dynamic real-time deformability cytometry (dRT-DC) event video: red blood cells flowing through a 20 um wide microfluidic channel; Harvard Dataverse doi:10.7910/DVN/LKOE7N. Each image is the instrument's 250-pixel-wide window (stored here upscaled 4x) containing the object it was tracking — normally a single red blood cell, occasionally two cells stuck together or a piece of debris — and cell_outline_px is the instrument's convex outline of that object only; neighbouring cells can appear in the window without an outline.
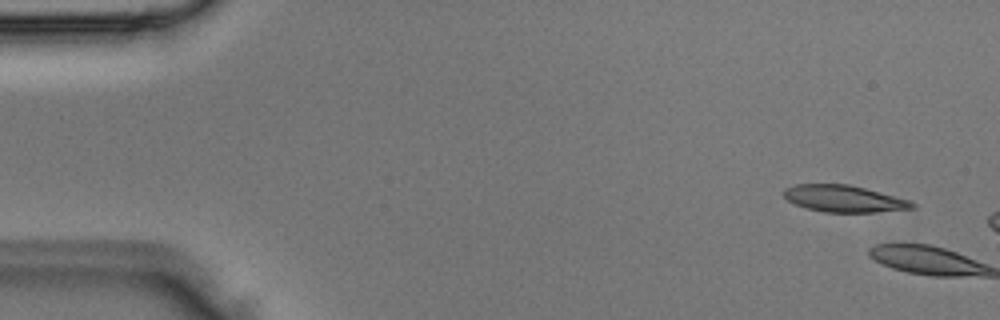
{"species": "Egyptian fruit bat (a non-hibernating species)", "species_latin": "Rousettus aegyptiacus", "temperature_condition": "room temperature", "stored_images_in_passage": 4, "camera_frame_rate_fps": 3000, "um_per_image_px": 0.085, "animal": {"sex": "male"}, "frame": {"image": 1, "passage_image": 1, "time_ms": 0.0, "image_size_px": [1000, 320], "cell_outline_px": [[916, 208], [876, 212], [824, 212], [808, 208], [796, 204], [788, 200], [784, 196], [784, 188], [796, 184], [848, 184], [864, 188], [908, 200], [916, 204]], "centroid_in_image_um": [71.73, 16.89], "position_along_channel_um": 13.3, "area_um2": 19.77}}